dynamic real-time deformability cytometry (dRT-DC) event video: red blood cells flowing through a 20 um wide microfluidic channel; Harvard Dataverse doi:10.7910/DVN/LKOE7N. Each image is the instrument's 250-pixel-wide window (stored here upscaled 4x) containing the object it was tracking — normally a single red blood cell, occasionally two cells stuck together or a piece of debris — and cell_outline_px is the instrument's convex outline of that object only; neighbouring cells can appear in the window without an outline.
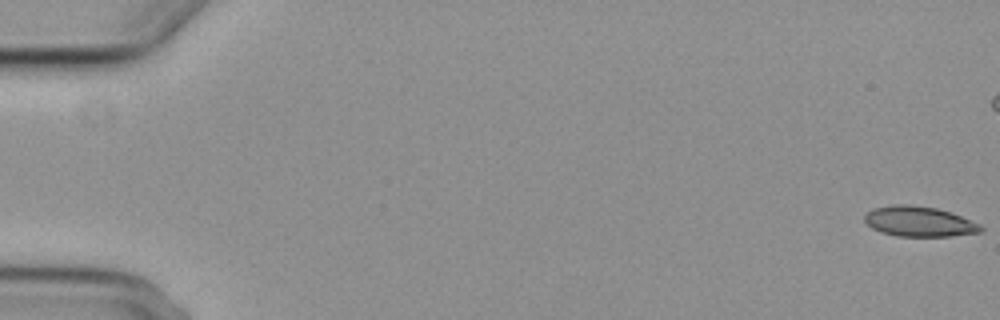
{"species": "common noctule bat (a hibernating species)", "species_latin": "Nyctalus noctula", "temperature_condition": "cold", "stored_images_in_passage": 6, "camera_frame_rate_fps": 3000, "um_per_image_px": 0.085, "animal": {"sex": "female", "body_mass_g": 29.2, "forearm_length_mm": 56.3}, "frame": {"image": 1, "passage_image": 1, "time_ms": 0.0, "image_size_px": [1000, 320], "cell_outline_px": [[984, 228], [980, 232], [952, 236], [896, 236], [880, 232], [872, 228], [864, 220], [864, 216], [872, 208], [896, 204], [912, 204], [936, 208], [960, 216], [980, 224]], "centroid_in_image_um": [78.1, 18.83], "position_along_channel_um": 6.9, "area_um2": 20.4}}
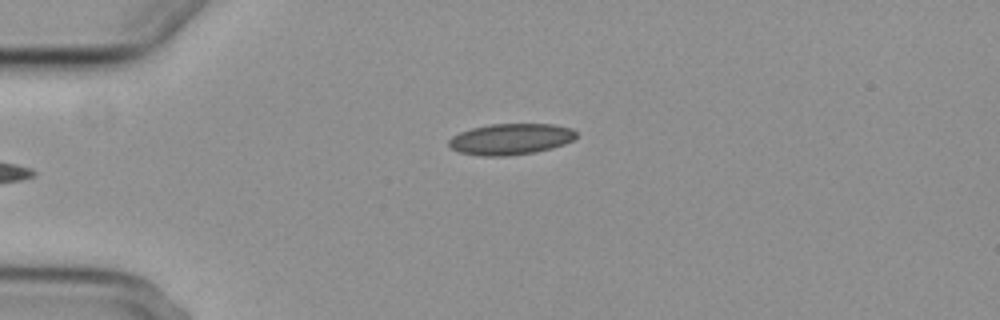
{"frame": {"image": 2, "passage_image": 6, "time_ms": 6.667, "image_size_px": [1000, 320], "cell_outline_px": [[576, 136], [572, 140], [564, 144], [552, 148], [532, 152], [508, 156], [484, 156], [460, 152], [452, 148], [448, 144], [448, 140], [452, 136], [460, 132], [472, 128], [488, 124], [556, 124], [572, 128], [576, 132]], "centroid_in_image_um": [43.41, 11.81], "position_along_channel_um": 41.6, "area_um2": 23.06}}